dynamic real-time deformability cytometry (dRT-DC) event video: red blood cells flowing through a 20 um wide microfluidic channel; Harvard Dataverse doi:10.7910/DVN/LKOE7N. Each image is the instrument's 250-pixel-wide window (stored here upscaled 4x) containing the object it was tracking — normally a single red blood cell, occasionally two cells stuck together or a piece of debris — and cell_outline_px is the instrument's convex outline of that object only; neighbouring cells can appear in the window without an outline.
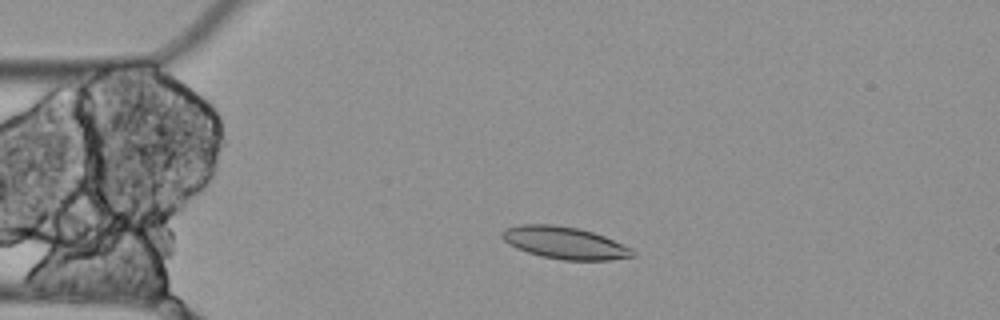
{"species": "Egyptian fruit bat (a non-hibernating species)", "species_latin": "Rousettus aegyptiacus", "temperature_condition": "cold", "stored_images_in_passage": 3, "camera_frame_rate_fps": 3000, "um_per_image_px": 0.085, "animal": {"sex": "female"}, "frame": {"image": 1, "passage_image": 2, "time_ms": 0.333, "image_size_px": [1000, 320], "cell_outline_px": [[636, 256], [612, 260], [564, 260], [540, 256], [516, 248], [508, 244], [500, 236], [500, 232], [504, 228], [520, 224], [556, 224], [580, 228], [604, 236], [632, 248], [636, 252]], "centroid_in_image_um": [47.99, 20.63], "position_along_channel_um": 37.0, "area_um2": 24.8}}